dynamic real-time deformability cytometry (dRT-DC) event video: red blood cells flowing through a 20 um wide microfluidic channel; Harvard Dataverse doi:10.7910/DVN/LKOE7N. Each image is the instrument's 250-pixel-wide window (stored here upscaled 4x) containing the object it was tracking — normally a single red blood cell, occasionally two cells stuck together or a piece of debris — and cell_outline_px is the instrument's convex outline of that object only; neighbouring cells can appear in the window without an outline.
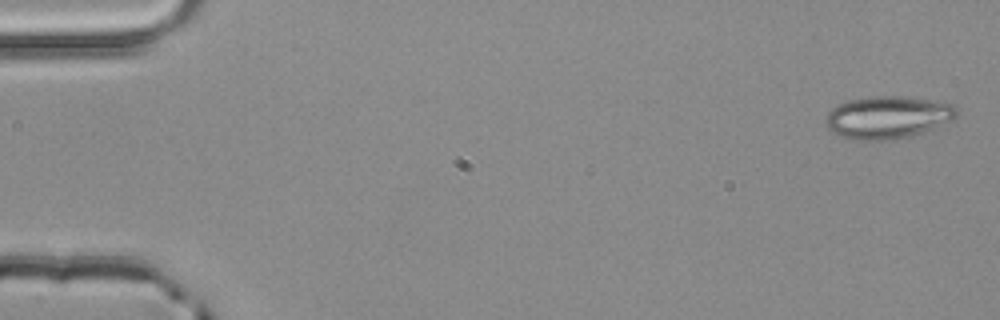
{"species": "common noctule bat (a hibernating species)", "species_latin": "Nyctalus noctula", "temperature_condition": "room temperature", "stored_images_in_passage": 4, "camera_frame_rate_fps": 3000, "um_per_image_px": 0.085, "animal": {"sex": "male", "body_mass_g": 20.4}, "frame": {"image": 1, "passage_image": 1, "time_ms": 0.0, "image_size_px": [1000, 320], "cell_outline_px": [[960, 112], [952, 120], [924, 132], [908, 136], [888, 140], [856, 140], [840, 136], [832, 132], [824, 124], [824, 120], [828, 112], [832, 108], [848, 100], [872, 96], [904, 96], [948, 100], [960, 108]], "centroid_in_image_um": [75.53, 9.94], "position_along_channel_um": 9.5, "area_um2": 33.18}}
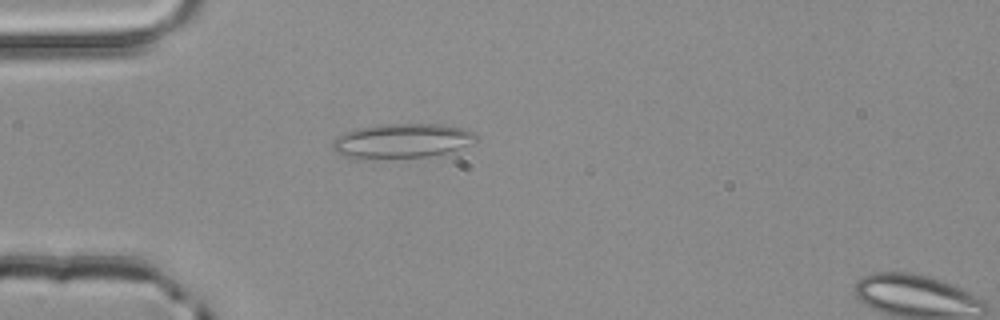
{"frame": {"image": 2, "passage_image": 4, "time_ms": 1.0, "image_size_px": [1000, 320], "cell_outline_px": [[476, 140], [456, 152], [440, 156], [364, 160], [360, 160], [344, 156], [336, 152], [332, 148], [332, 140], [336, 136], [344, 132], [356, 128], [384, 124], [444, 124], [476, 132]], "centroid_in_image_um": [34.16, 12.01], "position_along_channel_um": 50.8, "area_um2": 29.94}}